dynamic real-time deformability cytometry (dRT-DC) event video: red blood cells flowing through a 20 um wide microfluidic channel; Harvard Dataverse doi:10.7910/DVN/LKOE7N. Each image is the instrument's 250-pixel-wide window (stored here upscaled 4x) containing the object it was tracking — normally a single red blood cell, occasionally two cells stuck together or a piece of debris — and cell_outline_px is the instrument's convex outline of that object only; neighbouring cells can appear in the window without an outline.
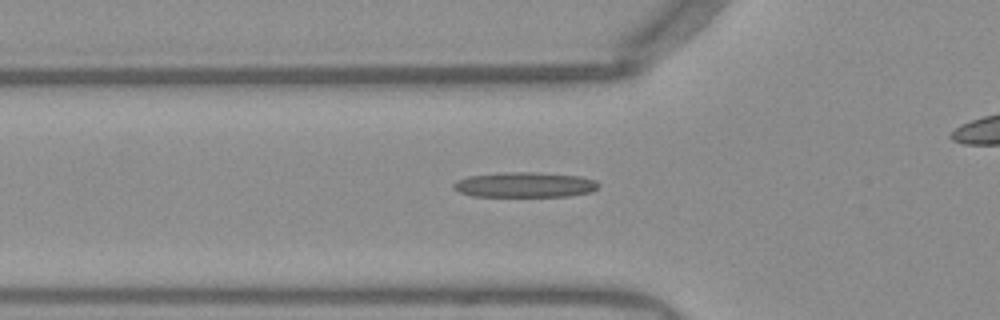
{"species": "Egyptian fruit bat (a non-hibernating species)", "species_latin": "Rousettus aegyptiacus", "temperature_condition": "warm", "stored_images_in_passage": 43, "camera_frame_rate_fps": 3000, "um_per_image_px": 0.085, "frame": {"image": 1, "passage_image": 18, "time_ms": 5.667, "image_size_px": [1000, 320], "cell_outline_px": [[600, 184], [592, 192], [568, 196], [472, 196], [460, 192], [452, 188], [452, 184], [456, 180], [468, 176], [500, 172], [536, 172], [580, 176], [596, 180]], "centroid_in_image_um": [44.59, 15.7], "position_along_channel_um": 81.2, "area_um2": 21.44}}
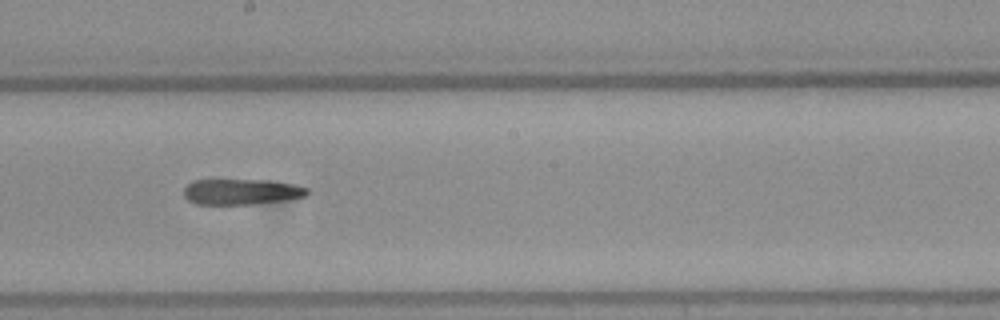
{"frame": {"image": 2, "passage_image": 29, "time_ms": 9.333, "image_size_px": [1000, 320], "cell_outline_px": [[308, 196], [284, 200], [252, 204], [196, 204], [188, 200], [184, 196], [184, 188], [192, 180], [268, 180], [292, 184], [308, 188]], "centroid_in_image_um": [20.51, 16.3], "position_along_channel_um": 227.7, "area_um2": 18.44}}
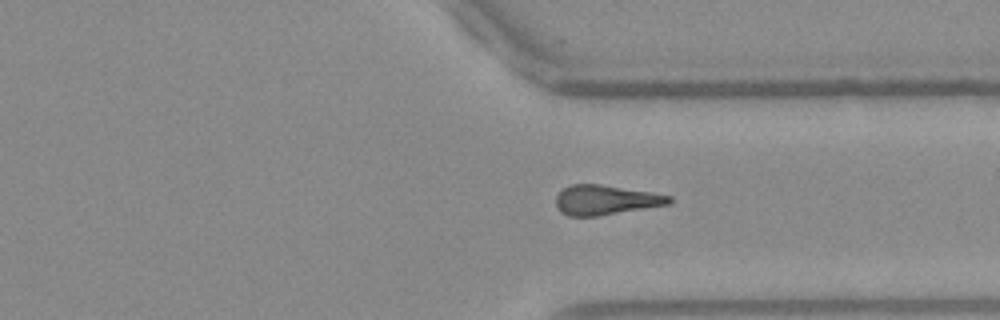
{"frame": {"image": 3, "passage_image": 39, "time_ms": 12.667, "image_size_px": [1000, 320], "cell_outline_px": [[672, 200], [668, 204], [596, 216], [568, 216], [560, 212], [556, 208], [556, 196], [564, 188], [572, 184], [600, 184], [652, 192], [672, 196]], "centroid_in_image_um": [51.44, 16.99], "position_along_channel_um": 360.0, "area_um2": 19.48}}